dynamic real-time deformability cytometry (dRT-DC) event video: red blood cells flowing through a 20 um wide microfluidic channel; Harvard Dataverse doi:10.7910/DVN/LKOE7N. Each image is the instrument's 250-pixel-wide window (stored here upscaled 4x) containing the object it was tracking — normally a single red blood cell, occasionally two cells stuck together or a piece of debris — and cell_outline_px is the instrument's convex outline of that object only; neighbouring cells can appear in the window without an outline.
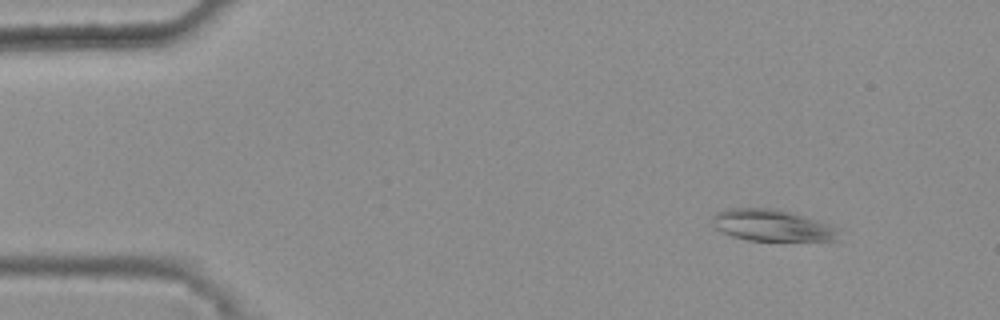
{"species": "common noctule bat (a hibernating species)", "species_latin": "Nyctalus noctula", "temperature_condition": "warm", "stored_images_in_passage": 45, "camera_frame_rate_fps": 3000, "um_per_image_px": 0.085, "animal": {"sex": "female", "body_mass_g": 25.1}, "frame": {"image": 1, "passage_image": 6, "time_ms": 1.667, "image_size_px": [1000, 320], "cell_outline_px": [[844, 232], [836, 240], [748, 240], [732, 236], [716, 228], [712, 220], [712, 216], [716, 212], [728, 208], [772, 208], [788, 212], [828, 224], [840, 228]], "centroid_in_image_um": [65.65, 19.16], "position_along_channel_um": 19.4, "area_um2": 23.0}}
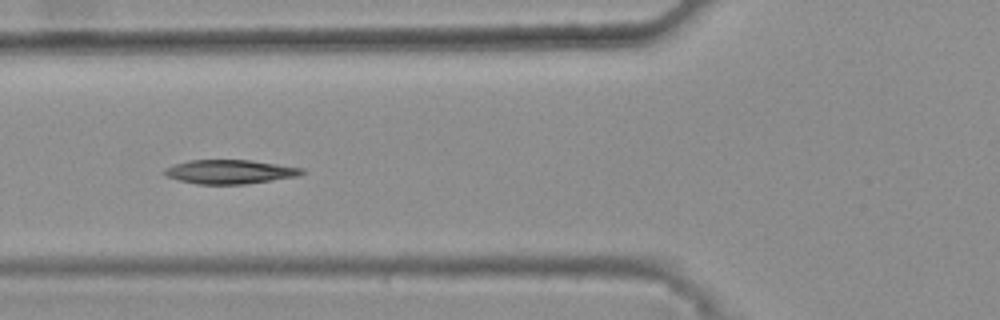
{"frame": {"image": 2, "passage_image": 20, "time_ms": 6.333, "image_size_px": [1000, 320], "cell_outline_px": [[308, 172], [296, 176], [272, 180], [244, 184], [196, 184], [164, 176], [160, 172], [176, 164], [188, 160], [252, 160], [304, 168]], "centroid_in_image_um": [19.55, 14.6], "position_along_channel_um": 106.2, "area_um2": 19.25}}
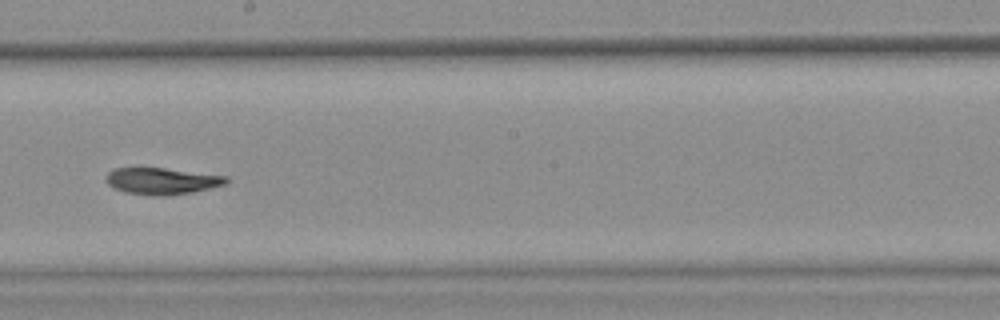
{"frame": {"image": 3, "passage_image": 30, "time_ms": 9.667, "image_size_px": [1000, 320], "cell_outline_px": [[232, 180], [228, 184], [192, 192], [164, 196], [160, 196], [124, 192], [108, 184], [104, 180], [104, 176], [112, 168], [164, 168], [228, 176]], "centroid_in_image_um": [13.79, 15.38], "position_along_channel_um": 234.4, "area_um2": 18.79}, "authors_computed_cell_mechanics": {"area_um2": 19.8254, "velocity_mm_per_s": 3.8509, "shape_relaxation_time_tau1_ms": null, "shape_relaxation_time_tau2_ms": 6.252, "deformation_change_tau1": null, "deformation_change_tau2": 0.1185}}